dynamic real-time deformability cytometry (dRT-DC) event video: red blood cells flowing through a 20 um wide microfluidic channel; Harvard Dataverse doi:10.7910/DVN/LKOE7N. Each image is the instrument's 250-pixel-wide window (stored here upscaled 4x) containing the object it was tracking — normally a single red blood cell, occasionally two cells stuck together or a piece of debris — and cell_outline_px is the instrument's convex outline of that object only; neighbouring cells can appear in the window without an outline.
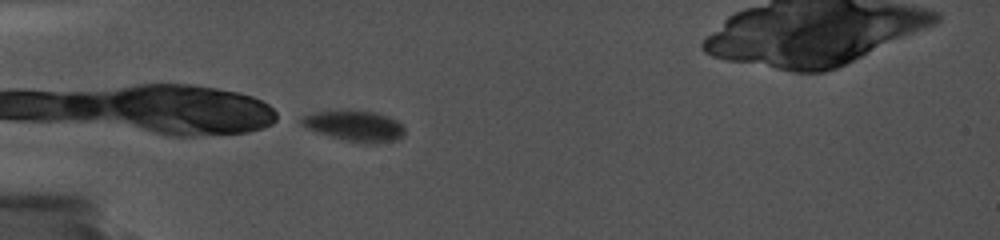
{"species": "common noctule bat (a hibernating species)", "species_latin": "Nyctalus noctula", "temperature_condition": "cold", "stored_images_in_passage": 35, "camera_frame_rate_fps": 5000, "um_per_image_px": 0.085, "animal": {"sex": "female", "body_mass_g": 19.0, "forearm_length_mm": 56.7}, "frame": {"image": 1, "passage_image": 1, "time_ms": 0.0, "image_size_px": [1000, 240], "cell_outline_px": [[404, 136], [396, 140], [348, 140], [316, 132], [300, 124], [300, 116], [312, 112], [332, 108], [376, 112], [388, 116], [404, 124]], "centroid_in_image_um": [30.06, 10.6], "position_along_channel_um": 54.9, "area_um2": 18.26}}
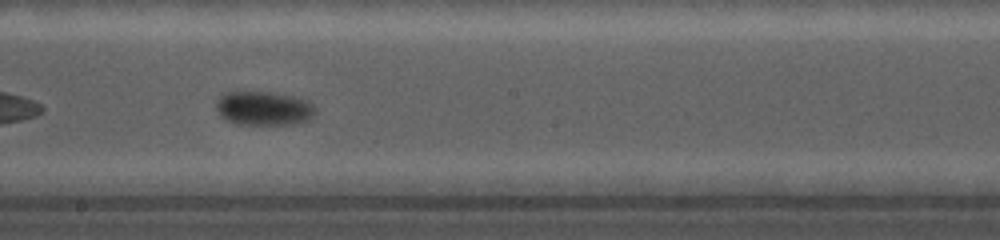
{"frame": {"image": 2, "passage_image": 17, "time_ms": 5.2, "image_size_px": [1000, 240], "cell_outline_px": [[316, 112], [308, 120], [288, 124], [236, 124], [224, 120], [216, 112], [216, 100], [224, 92], [268, 92], [292, 96], [308, 100], [316, 108]], "centroid_in_image_um": [22.37, 9.21], "position_along_channel_um": 225.8, "area_um2": 19.77}}
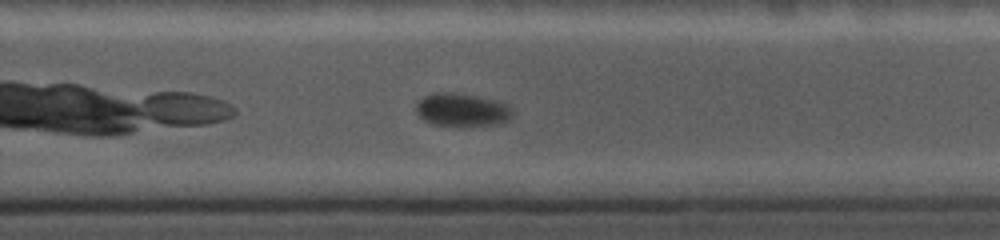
{"frame": {"image": 3, "passage_image": 25, "time_ms": 7.0, "image_size_px": [1000, 240], "cell_outline_px": [[512, 116], [508, 120], [500, 124], [464, 128], [456, 128], [432, 124], [424, 120], [416, 112], [416, 104], [424, 96], [432, 92], [452, 92], [476, 96], [496, 100], [508, 104], [512, 108]], "centroid_in_image_um": [39.28, 9.38], "position_along_channel_um": 290.5, "area_um2": 19.36}}